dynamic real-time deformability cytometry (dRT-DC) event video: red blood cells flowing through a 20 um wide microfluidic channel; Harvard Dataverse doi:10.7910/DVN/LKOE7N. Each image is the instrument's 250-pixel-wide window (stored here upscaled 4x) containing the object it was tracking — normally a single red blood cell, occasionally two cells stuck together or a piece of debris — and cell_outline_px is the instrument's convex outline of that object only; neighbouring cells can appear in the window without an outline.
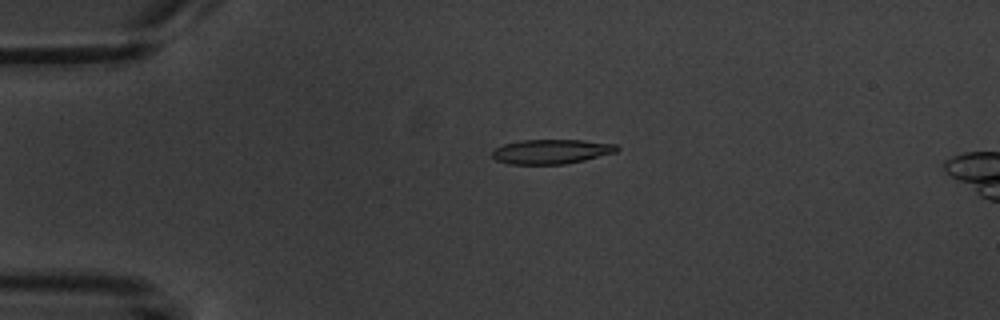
{"species": "common noctule bat (a hibernating species)", "species_latin": "Nyctalus noctula", "temperature_condition": "warm", "stored_images_in_passage": 6, "camera_frame_rate_fps": 3000, "um_per_image_px": 0.085, "animal": {"sex": "male", "body_mass_g": 20.1, "forearm_length_mm": 53.5}, "frame": {"image": 1, "passage_image": 4, "time_ms": 3.667, "image_size_px": [1000, 320], "cell_outline_px": [[620, 148], [616, 152], [584, 160], [564, 164], [508, 164], [496, 160], [492, 156], [492, 152], [496, 148], [504, 144], [520, 140], [584, 140], [616, 144]], "centroid_in_image_um": [46.87, 12.88], "position_along_channel_um": 38.1, "area_um2": 17.8}}